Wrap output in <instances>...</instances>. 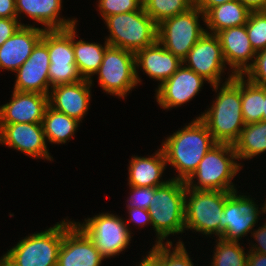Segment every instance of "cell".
<instances>
[{
  "label": "cell",
  "instance_id": "5b68a950",
  "mask_svg": "<svg viewBox=\"0 0 266 266\" xmlns=\"http://www.w3.org/2000/svg\"><path fill=\"white\" fill-rule=\"evenodd\" d=\"M104 20L110 32L106 38L110 46L136 54L157 41L158 25L144 7L138 11L114 14Z\"/></svg>",
  "mask_w": 266,
  "mask_h": 266
},
{
  "label": "cell",
  "instance_id": "8992f818",
  "mask_svg": "<svg viewBox=\"0 0 266 266\" xmlns=\"http://www.w3.org/2000/svg\"><path fill=\"white\" fill-rule=\"evenodd\" d=\"M229 196L230 192L186 187L185 229L195 230L206 236L215 234L220 238V218Z\"/></svg>",
  "mask_w": 266,
  "mask_h": 266
},
{
  "label": "cell",
  "instance_id": "f1b7e54d",
  "mask_svg": "<svg viewBox=\"0 0 266 266\" xmlns=\"http://www.w3.org/2000/svg\"><path fill=\"white\" fill-rule=\"evenodd\" d=\"M244 79L241 75L242 117L247 125L263 120L264 87Z\"/></svg>",
  "mask_w": 266,
  "mask_h": 266
},
{
  "label": "cell",
  "instance_id": "ee69618b",
  "mask_svg": "<svg viewBox=\"0 0 266 266\" xmlns=\"http://www.w3.org/2000/svg\"><path fill=\"white\" fill-rule=\"evenodd\" d=\"M250 11H266V0H239Z\"/></svg>",
  "mask_w": 266,
  "mask_h": 266
},
{
  "label": "cell",
  "instance_id": "d4e9b609",
  "mask_svg": "<svg viewBox=\"0 0 266 266\" xmlns=\"http://www.w3.org/2000/svg\"><path fill=\"white\" fill-rule=\"evenodd\" d=\"M250 12L239 0L215 6L205 14L208 33L217 34L227 28L246 25Z\"/></svg>",
  "mask_w": 266,
  "mask_h": 266
},
{
  "label": "cell",
  "instance_id": "cb8c5ba5",
  "mask_svg": "<svg viewBox=\"0 0 266 266\" xmlns=\"http://www.w3.org/2000/svg\"><path fill=\"white\" fill-rule=\"evenodd\" d=\"M156 152L150 157L135 156L131 158L128 168L129 186L160 187L169 181H160L167 163L162 148Z\"/></svg>",
  "mask_w": 266,
  "mask_h": 266
},
{
  "label": "cell",
  "instance_id": "e0dca14e",
  "mask_svg": "<svg viewBox=\"0 0 266 266\" xmlns=\"http://www.w3.org/2000/svg\"><path fill=\"white\" fill-rule=\"evenodd\" d=\"M204 81L202 76L195 71L183 66L156 90V100L164 109L178 107L195 97L202 88Z\"/></svg>",
  "mask_w": 266,
  "mask_h": 266
},
{
  "label": "cell",
  "instance_id": "7a4b0ae2",
  "mask_svg": "<svg viewBox=\"0 0 266 266\" xmlns=\"http://www.w3.org/2000/svg\"><path fill=\"white\" fill-rule=\"evenodd\" d=\"M219 87L213 105L199 118L217 143L234 144L244 128L241 104V75L231 73Z\"/></svg>",
  "mask_w": 266,
  "mask_h": 266
},
{
  "label": "cell",
  "instance_id": "83f0119b",
  "mask_svg": "<svg viewBox=\"0 0 266 266\" xmlns=\"http://www.w3.org/2000/svg\"><path fill=\"white\" fill-rule=\"evenodd\" d=\"M239 159H251L266 151V121L247 124L233 144Z\"/></svg>",
  "mask_w": 266,
  "mask_h": 266
},
{
  "label": "cell",
  "instance_id": "d590c367",
  "mask_svg": "<svg viewBox=\"0 0 266 266\" xmlns=\"http://www.w3.org/2000/svg\"><path fill=\"white\" fill-rule=\"evenodd\" d=\"M129 187L132 190L130 191L131 196L127 200V207L142 208L148 210L150 207V201H152L154 191L157 187Z\"/></svg>",
  "mask_w": 266,
  "mask_h": 266
},
{
  "label": "cell",
  "instance_id": "484cf974",
  "mask_svg": "<svg viewBox=\"0 0 266 266\" xmlns=\"http://www.w3.org/2000/svg\"><path fill=\"white\" fill-rule=\"evenodd\" d=\"M76 25L73 26V51L75 63L82 79L91 80L102 63L105 50L109 44L105 41L104 46L99 43H91L83 40L75 41Z\"/></svg>",
  "mask_w": 266,
  "mask_h": 266
},
{
  "label": "cell",
  "instance_id": "ffe728a7",
  "mask_svg": "<svg viewBox=\"0 0 266 266\" xmlns=\"http://www.w3.org/2000/svg\"><path fill=\"white\" fill-rule=\"evenodd\" d=\"M48 95L13 90L9 103L0 107V124L42 123Z\"/></svg>",
  "mask_w": 266,
  "mask_h": 266
},
{
  "label": "cell",
  "instance_id": "c3c4849f",
  "mask_svg": "<svg viewBox=\"0 0 266 266\" xmlns=\"http://www.w3.org/2000/svg\"><path fill=\"white\" fill-rule=\"evenodd\" d=\"M142 5H144L148 0H138Z\"/></svg>",
  "mask_w": 266,
  "mask_h": 266
},
{
  "label": "cell",
  "instance_id": "b9f144b4",
  "mask_svg": "<svg viewBox=\"0 0 266 266\" xmlns=\"http://www.w3.org/2000/svg\"><path fill=\"white\" fill-rule=\"evenodd\" d=\"M233 0H195V5L206 14L211 8Z\"/></svg>",
  "mask_w": 266,
  "mask_h": 266
},
{
  "label": "cell",
  "instance_id": "2e32d148",
  "mask_svg": "<svg viewBox=\"0 0 266 266\" xmlns=\"http://www.w3.org/2000/svg\"><path fill=\"white\" fill-rule=\"evenodd\" d=\"M49 65L47 44L41 39L29 58L16 71L14 90L49 95Z\"/></svg>",
  "mask_w": 266,
  "mask_h": 266
},
{
  "label": "cell",
  "instance_id": "603a6c76",
  "mask_svg": "<svg viewBox=\"0 0 266 266\" xmlns=\"http://www.w3.org/2000/svg\"><path fill=\"white\" fill-rule=\"evenodd\" d=\"M17 17L23 12L36 22L44 25L45 30H64L76 25V19L59 17L62 0H15Z\"/></svg>",
  "mask_w": 266,
  "mask_h": 266
},
{
  "label": "cell",
  "instance_id": "4fadbf2b",
  "mask_svg": "<svg viewBox=\"0 0 266 266\" xmlns=\"http://www.w3.org/2000/svg\"><path fill=\"white\" fill-rule=\"evenodd\" d=\"M183 65L202 76L216 93L220 86L221 75L226 68L222 54L220 41L216 34L206 33L191 48L187 56L182 60Z\"/></svg>",
  "mask_w": 266,
  "mask_h": 266
},
{
  "label": "cell",
  "instance_id": "4dcf8cb0",
  "mask_svg": "<svg viewBox=\"0 0 266 266\" xmlns=\"http://www.w3.org/2000/svg\"><path fill=\"white\" fill-rule=\"evenodd\" d=\"M217 245L210 266H247L248 253L244 252L240 243L225 241L221 238L216 240Z\"/></svg>",
  "mask_w": 266,
  "mask_h": 266
},
{
  "label": "cell",
  "instance_id": "ab89813d",
  "mask_svg": "<svg viewBox=\"0 0 266 266\" xmlns=\"http://www.w3.org/2000/svg\"><path fill=\"white\" fill-rule=\"evenodd\" d=\"M253 238L259 243L258 245L252 244L251 249L249 251L251 252H257L260 254H266V222L264 225L259 227L257 230L251 232Z\"/></svg>",
  "mask_w": 266,
  "mask_h": 266
},
{
  "label": "cell",
  "instance_id": "4316f807",
  "mask_svg": "<svg viewBox=\"0 0 266 266\" xmlns=\"http://www.w3.org/2000/svg\"><path fill=\"white\" fill-rule=\"evenodd\" d=\"M79 121L58 112L49 105L43 116V130L45 139L51 143L64 144L75 134Z\"/></svg>",
  "mask_w": 266,
  "mask_h": 266
},
{
  "label": "cell",
  "instance_id": "f6af8a7d",
  "mask_svg": "<svg viewBox=\"0 0 266 266\" xmlns=\"http://www.w3.org/2000/svg\"><path fill=\"white\" fill-rule=\"evenodd\" d=\"M1 257L2 258H0V266H18L16 262L7 254H4Z\"/></svg>",
  "mask_w": 266,
  "mask_h": 266
},
{
  "label": "cell",
  "instance_id": "60d3db41",
  "mask_svg": "<svg viewBox=\"0 0 266 266\" xmlns=\"http://www.w3.org/2000/svg\"><path fill=\"white\" fill-rule=\"evenodd\" d=\"M0 18H18L15 0H0Z\"/></svg>",
  "mask_w": 266,
  "mask_h": 266
},
{
  "label": "cell",
  "instance_id": "8d00e7d4",
  "mask_svg": "<svg viewBox=\"0 0 266 266\" xmlns=\"http://www.w3.org/2000/svg\"><path fill=\"white\" fill-rule=\"evenodd\" d=\"M21 26L18 18H0V46L10 38Z\"/></svg>",
  "mask_w": 266,
  "mask_h": 266
},
{
  "label": "cell",
  "instance_id": "5bb4252c",
  "mask_svg": "<svg viewBox=\"0 0 266 266\" xmlns=\"http://www.w3.org/2000/svg\"><path fill=\"white\" fill-rule=\"evenodd\" d=\"M65 220L57 266H100L105 258L93 242L73 221Z\"/></svg>",
  "mask_w": 266,
  "mask_h": 266
},
{
  "label": "cell",
  "instance_id": "3957f363",
  "mask_svg": "<svg viewBox=\"0 0 266 266\" xmlns=\"http://www.w3.org/2000/svg\"><path fill=\"white\" fill-rule=\"evenodd\" d=\"M185 193L186 183L169 179L154 191L148 212L156 231L155 244H163L170 234L184 233L185 230Z\"/></svg>",
  "mask_w": 266,
  "mask_h": 266
},
{
  "label": "cell",
  "instance_id": "52a82bcc",
  "mask_svg": "<svg viewBox=\"0 0 266 266\" xmlns=\"http://www.w3.org/2000/svg\"><path fill=\"white\" fill-rule=\"evenodd\" d=\"M205 14L194 5L187 12L175 15L158 24L157 40L172 54L183 60L191 48L206 33L198 18Z\"/></svg>",
  "mask_w": 266,
  "mask_h": 266
},
{
  "label": "cell",
  "instance_id": "836d02e7",
  "mask_svg": "<svg viewBox=\"0 0 266 266\" xmlns=\"http://www.w3.org/2000/svg\"><path fill=\"white\" fill-rule=\"evenodd\" d=\"M97 6L103 20L114 14L138 11L143 7L138 0H99Z\"/></svg>",
  "mask_w": 266,
  "mask_h": 266
},
{
  "label": "cell",
  "instance_id": "1f68e13d",
  "mask_svg": "<svg viewBox=\"0 0 266 266\" xmlns=\"http://www.w3.org/2000/svg\"><path fill=\"white\" fill-rule=\"evenodd\" d=\"M246 31L256 53L266 49V11H251L246 23Z\"/></svg>",
  "mask_w": 266,
  "mask_h": 266
},
{
  "label": "cell",
  "instance_id": "ac0fdd59",
  "mask_svg": "<svg viewBox=\"0 0 266 266\" xmlns=\"http://www.w3.org/2000/svg\"><path fill=\"white\" fill-rule=\"evenodd\" d=\"M216 35L220 41L225 63L229 65L231 72L234 75H244L254 62L252 58L256 56L248 39L246 25L227 28Z\"/></svg>",
  "mask_w": 266,
  "mask_h": 266
},
{
  "label": "cell",
  "instance_id": "9c48e42d",
  "mask_svg": "<svg viewBox=\"0 0 266 266\" xmlns=\"http://www.w3.org/2000/svg\"><path fill=\"white\" fill-rule=\"evenodd\" d=\"M136 69L134 53L109 45L96 74L106 93L124 98L141 83Z\"/></svg>",
  "mask_w": 266,
  "mask_h": 266
},
{
  "label": "cell",
  "instance_id": "9a60e30c",
  "mask_svg": "<svg viewBox=\"0 0 266 266\" xmlns=\"http://www.w3.org/2000/svg\"><path fill=\"white\" fill-rule=\"evenodd\" d=\"M0 144L32 158L52 160L48 153L42 123L0 124Z\"/></svg>",
  "mask_w": 266,
  "mask_h": 266
},
{
  "label": "cell",
  "instance_id": "6da1fadb",
  "mask_svg": "<svg viewBox=\"0 0 266 266\" xmlns=\"http://www.w3.org/2000/svg\"><path fill=\"white\" fill-rule=\"evenodd\" d=\"M165 140L161 148L166 163H170L178 172L172 179L184 182L195 172L205 154L217 144L199 117Z\"/></svg>",
  "mask_w": 266,
  "mask_h": 266
},
{
  "label": "cell",
  "instance_id": "7bdbcfd3",
  "mask_svg": "<svg viewBox=\"0 0 266 266\" xmlns=\"http://www.w3.org/2000/svg\"><path fill=\"white\" fill-rule=\"evenodd\" d=\"M247 266H266V254L248 251Z\"/></svg>",
  "mask_w": 266,
  "mask_h": 266
},
{
  "label": "cell",
  "instance_id": "d6a6232c",
  "mask_svg": "<svg viewBox=\"0 0 266 266\" xmlns=\"http://www.w3.org/2000/svg\"><path fill=\"white\" fill-rule=\"evenodd\" d=\"M165 243H163L164 266H194L182 241L179 240L174 249L171 241L167 240Z\"/></svg>",
  "mask_w": 266,
  "mask_h": 266
},
{
  "label": "cell",
  "instance_id": "277c9868",
  "mask_svg": "<svg viewBox=\"0 0 266 266\" xmlns=\"http://www.w3.org/2000/svg\"><path fill=\"white\" fill-rule=\"evenodd\" d=\"M236 159L238 157L232 144L217 143L205 154L195 172L185 182L186 187L196 190L235 191L231 180L241 170ZM195 177L198 182L194 184Z\"/></svg>",
  "mask_w": 266,
  "mask_h": 266
},
{
  "label": "cell",
  "instance_id": "e575fe53",
  "mask_svg": "<svg viewBox=\"0 0 266 266\" xmlns=\"http://www.w3.org/2000/svg\"><path fill=\"white\" fill-rule=\"evenodd\" d=\"M244 75L250 82L266 87V49L256 53L252 66Z\"/></svg>",
  "mask_w": 266,
  "mask_h": 266
},
{
  "label": "cell",
  "instance_id": "7402d4cb",
  "mask_svg": "<svg viewBox=\"0 0 266 266\" xmlns=\"http://www.w3.org/2000/svg\"><path fill=\"white\" fill-rule=\"evenodd\" d=\"M182 64V60L166 50L158 40L135 54V66H140L144 73L160 81V84L170 78Z\"/></svg>",
  "mask_w": 266,
  "mask_h": 266
},
{
  "label": "cell",
  "instance_id": "8fae6325",
  "mask_svg": "<svg viewBox=\"0 0 266 266\" xmlns=\"http://www.w3.org/2000/svg\"><path fill=\"white\" fill-rule=\"evenodd\" d=\"M42 40L47 44L50 58V89L81 81L73 51V26L64 30H45Z\"/></svg>",
  "mask_w": 266,
  "mask_h": 266
},
{
  "label": "cell",
  "instance_id": "f546056e",
  "mask_svg": "<svg viewBox=\"0 0 266 266\" xmlns=\"http://www.w3.org/2000/svg\"><path fill=\"white\" fill-rule=\"evenodd\" d=\"M194 5L195 0H148L143 7L158 25L168 18L187 12Z\"/></svg>",
  "mask_w": 266,
  "mask_h": 266
},
{
  "label": "cell",
  "instance_id": "74e56055",
  "mask_svg": "<svg viewBox=\"0 0 266 266\" xmlns=\"http://www.w3.org/2000/svg\"><path fill=\"white\" fill-rule=\"evenodd\" d=\"M138 266H164L163 244H155Z\"/></svg>",
  "mask_w": 266,
  "mask_h": 266
},
{
  "label": "cell",
  "instance_id": "f35d334b",
  "mask_svg": "<svg viewBox=\"0 0 266 266\" xmlns=\"http://www.w3.org/2000/svg\"><path fill=\"white\" fill-rule=\"evenodd\" d=\"M128 212H129V219L128 221H132L141 227L145 226L146 224H151V218H150V214L148 212V210L146 209H142V208H131V207H127Z\"/></svg>",
  "mask_w": 266,
  "mask_h": 266
},
{
  "label": "cell",
  "instance_id": "7dc6e473",
  "mask_svg": "<svg viewBox=\"0 0 266 266\" xmlns=\"http://www.w3.org/2000/svg\"><path fill=\"white\" fill-rule=\"evenodd\" d=\"M265 204L263 205L264 207H262V208H260V209H262L261 211H262V213H265L266 212V202H264Z\"/></svg>",
  "mask_w": 266,
  "mask_h": 266
},
{
  "label": "cell",
  "instance_id": "bcb514c9",
  "mask_svg": "<svg viewBox=\"0 0 266 266\" xmlns=\"http://www.w3.org/2000/svg\"><path fill=\"white\" fill-rule=\"evenodd\" d=\"M263 120L266 121V87H264Z\"/></svg>",
  "mask_w": 266,
  "mask_h": 266
},
{
  "label": "cell",
  "instance_id": "30bf717a",
  "mask_svg": "<svg viewBox=\"0 0 266 266\" xmlns=\"http://www.w3.org/2000/svg\"><path fill=\"white\" fill-rule=\"evenodd\" d=\"M81 225L74 222L93 242L104 258L119 255L130 243L131 231L126 222L118 215L101 213L93 218L84 219Z\"/></svg>",
  "mask_w": 266,
  "mask_h": 266
},
{
  "label": "cell",
  "instance_id": "44dd1931",
  "mask_svg": "<svg viewBox=\"0 0 266 266\" xmlns=\"http://www.w3.org/2000/svg\"><path fill=\"white\" fill-rule=\"evenodd\" d=\"M44 31L32 25L21 26L0 46V68L15 73L32 54Z\"/></svg>",
  "mask_w": 266,
  "mask_h": 266
},
{
  "label": "cell",
  "instance_id": "d6986e66",
  "mask_svg": "<svg viewBox=\"0 0 266 266\" xmlns=\"http://www.w3.org/2000/svg\"><path fill=\"white\" fill-rule=\"evenodd\" d=\"M92 81V79H82L76 83L51 88L48 95V105L54 110L82 122L81 119L88 111L91 99Z\"/></svg>",
  "mask_w": 266,
  "mask_h": 266
},
{
  "label": "cell",
  "instance_id": "7c38bea8",
  "mask_svg": "<svg viewBox=\"0 0 266 266\" xmlns=\"http://www.w3.org/2000/svg\"><path fill=\"white\" fill-rule=\"evenodd\" d=\"M252 198L230 192L220 218V238L225 241L239 242L242 236L252 231L261 213Z\"/></svg>",
  "mask_w": 266,
  "mask_h": 266
},
{
  "label": "cell",
  "instance_id": "ba28073f",
  "mask_svg": "<svg viewBox=\"0 0 266 266\" xmlns=\"http://www.w3.org/2000/svg\"><path fill=\"white\" fill-rule=\"evenodd\" d=\"M64 236V220L45 231L33 233L7 251L18 266H57Z\"/></svg>",
  "mask_w": 266,
  "mask_h": 266
}]
</instances>
